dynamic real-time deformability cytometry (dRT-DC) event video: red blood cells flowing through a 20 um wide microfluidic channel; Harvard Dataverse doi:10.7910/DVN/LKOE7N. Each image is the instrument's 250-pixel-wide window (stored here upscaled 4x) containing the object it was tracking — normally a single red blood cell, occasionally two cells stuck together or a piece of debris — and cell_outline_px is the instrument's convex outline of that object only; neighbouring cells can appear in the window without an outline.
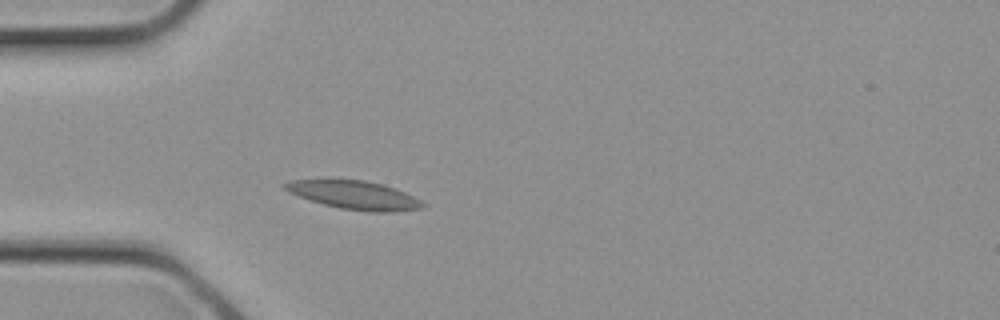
{"species": "common noctule bat (a hibernating species)", "species_latin": "Nyctalus noctula", "temperature_condition": "cold", "stored_images_in_passage": 2, "camera_frame_rate_fps": 3000, "um_per_image_px": 0.085, "animal": {"sex": "female", "body_mass_g": 21.9}, "frame": {"image": 1, "passage_image": 2, "time_ms": 0.333, "image_size_px": [1000, 320], "cell_outline_px": [[424, 208], [396, 212], [368, 212], [340, 208], [324, 204], [288, 192], [280, 184], [288, 180], [364, 180], [380, 184], [404, 192], [420, 200], [424, 204]], "centroid_in_image_um": [30.11, 16.59], "position_along_channel_um": 54.9, "area_um2": 22.54}}